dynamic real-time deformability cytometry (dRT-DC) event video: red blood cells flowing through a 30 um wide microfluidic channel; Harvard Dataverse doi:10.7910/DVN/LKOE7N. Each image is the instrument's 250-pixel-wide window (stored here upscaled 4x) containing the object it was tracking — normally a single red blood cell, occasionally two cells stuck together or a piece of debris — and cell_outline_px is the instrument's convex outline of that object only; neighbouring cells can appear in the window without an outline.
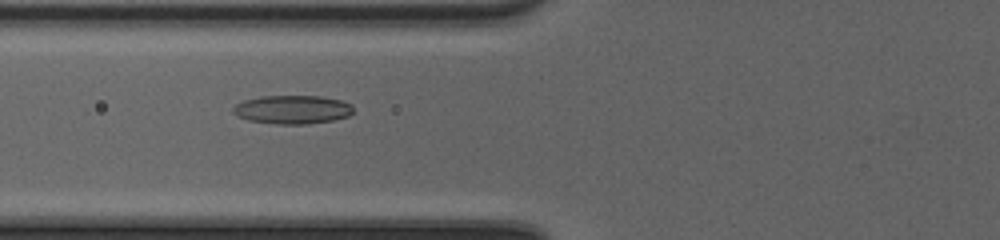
{"species": "common noctule bat (a hibernating species)", "species_latin": "Nyctalus noctula", "temperature_condition": "cold", "stored_images_in_passage": 47, "camera_frame_rate_fps": 3000, "um_per_image_px": 0.085, "animal": {"sex": "female", "body_mass_g": 20.0, "forearm_length_mm": 54.0}, "frame": {"image": 1, "passage_image": 18, "time_ms": 5.667, "image_size_px": [1000, 240], "cell_outline_px": [[352, 112], [348, 116], [332, 120], [308, 124], [276, 124], [248, 120], [236, 116], [232, 112], [232, 108], [236, 104], [244, 100], [260, 96], [320, 96], [340, 100], [352, 104]], "centroid_in_image_um": [24.82, 9.31], "position_along_channel_um": 101.0, "area_um2": 20.06}}
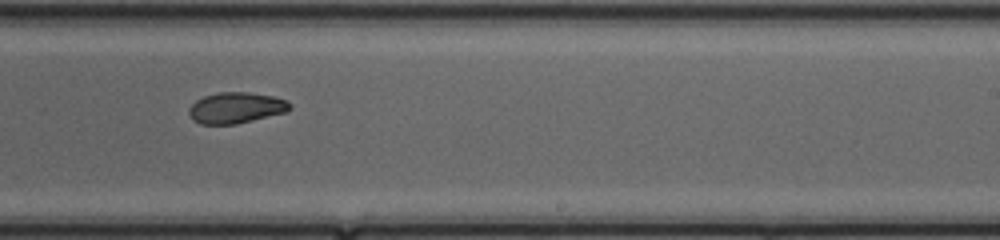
{"frame": {"image": 2, "passage_image": 30, "time_ms": 9.667, "image_size_px": [1000, 240], "cell_outline_px": [[292, 108], [284, 112], [236, 124], [200, 124], [192, 120], [188, 112], [188, 108], [196, 100], [204, 96], [220, 92], [248, 92], [272, 96], [288, 100], [292, 104]], "centroid_in_image_um": [20.04, 9.16], "position_along_channel_um": 269.0, "area_um2": 18.21}}
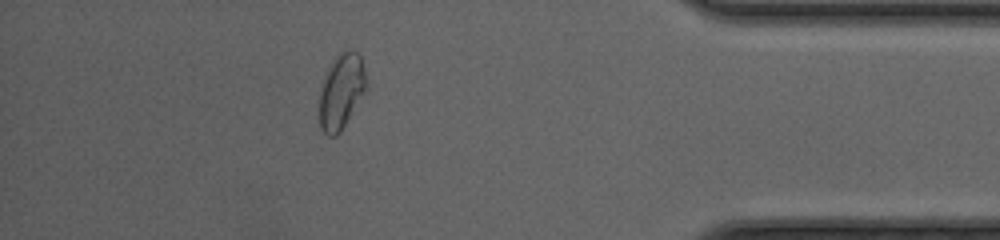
{"frame": {"image": 3, "passage_image": 42, "time_ms": 13.667, "image_size_px": [1000, 240], "cell_outline_px": [[368, 88], [340, 132], [336, 136], [328, 136], [320, 128], [320, 92], [324, 80], [332, 60], [344, 48], [352, 48], [360, 56], [364, 68]], "centroid_in_image_um": [29.04, 7.73], "position_along_channel_um": 406.2, "area_um2": 20.58}, "authors_computed_cell_mechanics": {"area_um2": 19.3052, "velocity_mm_per_s": 4.1938, "shape_relaxation_time_tau1_ms": 9.3488, "shape_relaxation_time_tau2_ms": 2.3803, "deformation_change_tau1": 0.2313, "deformation_change_tau2": 0.07}}